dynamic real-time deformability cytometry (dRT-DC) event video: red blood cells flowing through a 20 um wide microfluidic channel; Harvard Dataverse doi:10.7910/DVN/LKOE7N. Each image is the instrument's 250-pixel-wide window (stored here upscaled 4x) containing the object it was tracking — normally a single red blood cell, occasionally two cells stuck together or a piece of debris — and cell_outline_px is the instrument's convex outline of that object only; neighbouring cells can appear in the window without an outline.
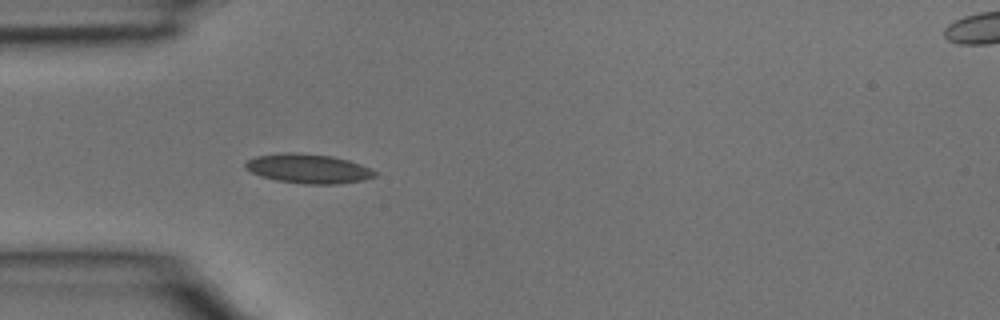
{"species": "common noctule bat (a hibernating species)", "species_latin": "Nyctalus noctula", "temperature_condition": "room temperature", "stored_images_in_passage": 5, "camera_frame_rate_fps": 3000, "um_per_image_px": 0.085, "animal": {"sex": "male", "body_mass_g": 15.6}, "frame": {"image": 1, "passage_image": 4, "time_ms": 1.0, "image_size_px": [1000, 320], "cell_outline_px": [[376, 176], [364, 180], [340, 184], [308, 184], [276, 180], [260, 176], [244, 168], [244, 164], [248, 160], [256, 156], [280, 152], [296, 152], [332, 156], [348, 160], [372, 168], [376, 172]], "centroid_in_image_um": [26.21, 14.33], "position_along_channel_um": 58.8, "area_um2": 22.31}}